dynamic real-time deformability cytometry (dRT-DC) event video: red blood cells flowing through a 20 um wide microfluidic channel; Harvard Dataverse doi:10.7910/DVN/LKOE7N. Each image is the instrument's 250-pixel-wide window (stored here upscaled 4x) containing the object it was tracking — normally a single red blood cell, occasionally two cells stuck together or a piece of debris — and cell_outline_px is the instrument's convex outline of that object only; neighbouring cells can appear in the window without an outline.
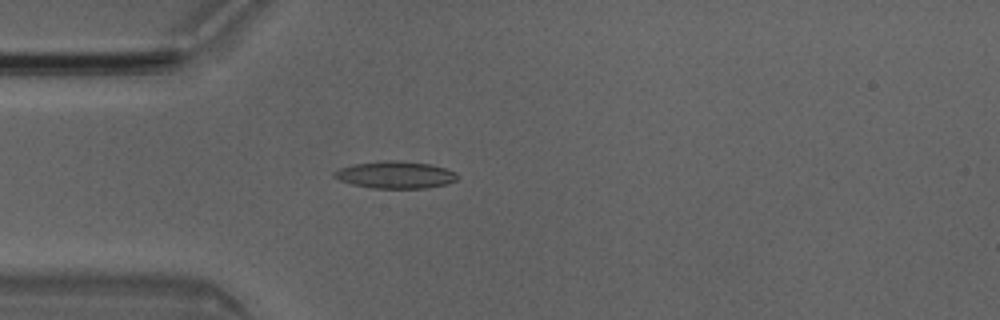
{"species": "Egyptian fruit bat (a non-hibernating species)", "species_latin": "Rousettus aegyptiacus", "temperature_condition": "room temperature", "stored_images_in_passage": 4, "camera_frame_rate_fps": 3000, "um_per_image_px": 0.085, "animal": {"sex": "male"}, "frame": {"image": 1, "passage_image": 4, "time_ms": 1.0, "image_size_px": [1000, 320], "cell_outline_px": [[456, 180], [448, 184], [428, 188], [372, 188], [352, 184], [340, 180], [332, 176], [332, 172], [340, 168], [352, 164], [384, 160], [396, 160], [428, 164], [444, 168], [456, 172]], "centroid_in_image_um": [33.57, 14.86], "position_along_channel_um": 51.4, "area_um2": 19.48}}